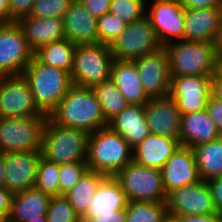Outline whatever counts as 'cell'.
I'll return each mask as SVG.
<instances>
[{
    "label": "cell",
    "instance_id": "ffe728a7",
    "mask_svg": "<svg viewBox=\"0 0 222 222\" xmlns=\"http://www.w3.org/2000/svg\"><path fill=\"white\" fill-rule=\"evenodd\" d=\"M65 38L74 44L98 43L97 19L74 0L62 18Z\"/></svg>",
    "mask_w": 222,
    "mask_h": 222
},
{
    "label": "cell",
    "instance_id": "bcb514c9",
    "mask_svg": "<svg viewBox=\"0 0 222 222\" xmlns=\"http://www.w3.org/2000/svg\"><path fill=\"white\" fill-rule=\"evenodd\" d=\"M180 222H222L221 214L212 213L209 215H183Z\"/></svg>",
    "mask_w": 222,
    "mask_h": 222
},
{
    "label": "cell",
    "instance_id": "b9f144b4",
    "mask_svg": "<svg viewBox=\"0 0 222 222\" xmlns=\"http://www.w3.org/2000/svg\"><path fill=\"white\" fill-rule=\"evenodd\" d=\"M217 213L222 214V176L206 181Z\"/></svg>",
    "mask_w": 222,
    "mask_h": 222
},
{
    "label": "cell",
    "instance_id": "4316f807",
    "mask_svg": "<svg viewBox=\"0 0 222 222\" xmlns=\"http://www.w3.org/2000/svg\"><path fill=\"white\" fill-rule=\"evenodd\" d=\"M51 197L35 187L16 192L7 219L10 222H25L38 216H46Z\"/></svg>",
    "mask_w": 222,
    "mask_h": 222
},
{
    "label": "cell",
    "instance_id": "e0dca14e",
    "mask_svg": "<svg viewBox=\"0 0 222 222\" xmlns=\"http://www.w3.org/2000/svg\"><path fill=\"white\" fill-rule=\"evenodd\" d=\"M149 132L180 140L181 112L170 96L150 98L144 104Z\"/></svg>",
    "mask_w": 222,
    "mask_h": 222
},
{
    "label": "cell",
    "instance_id": "816d5d0a",
    "mask_svg": "<svg viewBox=\"0 0 222 222\" xmlns=\"http://www.w3.org/2000/svg\"><path fill=\"white\" fill-rule=\"evenodd\" d=\"M215 74L222 79V54H217Z\"/></svg>",
    "mask_w": 222,
    "mask_h": 222
},
{
    "label": "cell",
    "instance_id": "83f0119b",
    "mask_svg": "<svg viewBox=\"0 0 222 222\" xmlns=\"http://www.w3.org/2000/svg\"><path fill=\"white\" fill-rule=\"evenodd\" d=\"M105 177L106 175L102 173L88 170L70 190L63 194L80 219L86 215L90 202Z\"/></svg>",
    "mask_w": 222,
    "mask_h": 222
},
{
    "label": "cell",
    "instance_id": "52a82bcc",
    "mask_svg": "<svg viewBox=\"0 0 222 222\" xmlns=\"http://www.w3.org/2000/svg\"><path fill=\"white\" fill-rule=\"evenodd\" d=\"M120 183L128 201L166 202L161 170L129 162L114 176Z\"/></svg>",
    "mask_w": 222,
    "mask_h": 222
},
{
    "label": "cell",
    "instance_id": "ab89813d",
    "mask_svg": "<svg viewBox=\"0 0 222 222\" xmlns=\"http://www.w3.org/2000/svg\"><path fill=\"white\" fill-rule=\"evenodd\" d=\"M86 10L96 19L109 13L111 0H79Z\"/></svg>",
    "mask_w": 222,
    "mask_h": 222
},
{
    "label": "cell",
    "instance_id": "f35d334b",
    "mask_svg": "<svg viewBox=\"0 0 222 222\" xmlns=\"http://www.w3.org/2000/svg\"><path fill=\"white\" fill-rule=\"evenodd\" d=\"M35 0H9V23L30 15Z\"/></svg>",
    "mask_w": 222,
    "mask_h": 222
},
{
    "label": "cell",
    "instance_id": "f1b7e54d",
    "mask_svg": "<svg viewBox=\"0 0 222 222\" xmlns=\"http://www.w3.org/2000/svg\"><path fill=\"white\" fill-rule=\"evenodd\" d=\"M192 150L201 180L222 176V137L194 146Z\"/></svg>",
    "mask_w": 222,
    "mask_h": 222
},
{
    "label": "cell",
    "instance_id": "f546056e",
    "mask_svg": "<svg viewBox=\"0 0 222 222\" xmlns=\"http://www.w3.org/2000/svg\"><path fill=\"white\" fill-rule=\"evenodd\" d=\"M76 44L66 38L46 44L34 53L44 65L66 70L71 73Z\"/></svg>",
    "mask_w": 222,
    "mask_h": 222
},
{
    "label": "cell",
    "instance_id": "cb8c5ba5",
    "mask_svg": "<svg viewBox=\"0 0 222 222\" xmlns=\"http://www.w3.org/2000/svg\"><path fill=\"white\" fill-rule=\"evenodd\" d=\"M221 137L206 110L181 116L180 145L190 148L201 143L211 142Z\"/></svg>",
    "mask_w": 222,
    "mask_h": 222
},
{
    "label": "cell",
    "instance_id": "30bf717a",
    "mask_svg": "<svg viewBox=\"0 0 222 222\" xmlns=\"http://www.w3.org/2000/svg\"><path fill=\"white\" fill-rule=\"evenodd\" d=\"M43 115L35 105L23 75L0 77V117L28 118Z\"/></svg>",
    "mask_w": 222,
    "mask_h": 222
},
{
    "label": "cell",
    "instance_id": "11a10c76",
    "mask_svg": "<svg viewBox=\"0 0 222 222\" xmlns=\"http://www.w3.org/2000/svg\"><path fill=\"white\" fill-rule=\"evenodd\" d=\"M155 1H177V2H180L181 0H155Z\"/></svg>",
    "mask_w": 222,
    "mask_h": 222
},
{
    "label": "cell",
    "instance_id": "6da1fadb",
    "mask_svg": "<svg viewBox=\"0 0 222 222\" xmlns=\"http://www.w3.org/2000/svg\"><path fill=\"white\" fill-rule=\"evenodd\" d=\"M48 117L57 125L88 134L108 126L93 89L74 84Z\"/></svg>",
    "mask_w": 222,
    "mask_h": 222
},
{
    "label": "cell",
    "instance_id": "9c48e42d",
    "mask_svg": "<svg viewBox=\"0 0 222 222\" xmlns=\"http://www.w3.org/2000/svg\"><path fill=\"white\" fill-rule=\"evenodd\" d=\"M162 47L148 18L144 16L127 24L125 30L110 45V50L116 60L134 61Z\"/></svg>",
    "mask_w": 222,
    "mask_h": 222
},
{
    "label": "cell",
    "instance_id": "7402d4cb",
    "mask_svg": "<svg viewBox=\"0 0 222 222\" xmlns=\"http://www.w3.org/2000/svg\"><path fill=\"white\" fill-rule=\"evenodd\" d=\"M179 146L180 142L173 138L150 133L133 148V160L140 165L161 170Z\"/></svg>",
    "mask_w": 222,
    "mask_h": 222
},
{
    "label": "cell",
    "instance_id": "7c38bea8",
    "mask_svg": "<svg viewBox=\"0 0 222 222\" xmlns=\"http://www.w3.org/2000/svg\"><path fill=\"white\" fill-rule=\"evenodd\" d=\"M146 14L162 46L181 41L184 36L185 8L177 1L152 0ZM148 9V10H147Z\"/></svg>",
    "mask_w": 222,
    "mask_h": 222
},
{
    "label": "cell",
    "instance_id": "8992f818",
    "mask_svg": "<svg viewBox=\"0 0 222 222\" xmlns=\"http://www.w3.org/2000/svg\"><path fill=\"white\" fill-rule=\"evenodd\" d=\"M114 58L109 45L78 44L74 53L71 79L74 85L92 88L111 78Z\"/></svg>",
    "mask_w": 222,
    "mask_h": 222
},
{
    "label": "cell",
    "instance_id": "836d02e7",
    "mask_svg": "<svg viewBox=\"0 0 222 222\" xmlns=\"http://www.w3.org/2000/svg\"><path fill=\"white\" fill-rule=\"evenodd\" d=\"M146 4L147 0H111L109 13L130 24L145 16Z\"/></svg>",
    "mask_w": 222,
    "mask_h": 222
},
{
    "label": "cell",
    "instance_id": "c3c4849f",
    "mask_svg": "<svg viewBox=\"0 0 222 222\" xmlns=\"http://www.w3.org/2000/svg\"><path fill=\"white\" fill-rule=\"evenodd\" d=\"M0 19L9 23V0H0Z\"/></svg>",
    "mask_w": 222,
    "mask_h": 222
},
{
    "label": "cell",
    "instance_id": "ba28073f",
    "mask_svg": "<svg viewBox=\"0 0 222 222\" xmlns=\"http://www.w3.org/2000/svg\"><path fill=\"white\" fill-rule=\"evenodd\" d=\"M48 116L0 117V152L41 151Z\"/></svg>",
    "mask_w": 222,
    "mask_h": 222
},
{
    "label": "cell",
    "instance_id": "9f6ffc18",
    "mask_svg": "<svg viewBox=\"0 0 222 222\" xmlns=\"http://www.w3.org/2000/svg\"><path fill=\"white\" fill-rule=\"evenodd\" d=\"M4 21L2 19H0V28L4 25Z\"/></svg>",
    "mask_w": 222,
    "mask_h": 222
},
{
    "label": "cell",
    "instance_id": "d590c367",
    "mask_svg": "<svg viewBox=\"0 0 222 222\" xmlns=\"http://www.w3.org/2000/svg\"><path fill=\"white\" fill-rule=\"evenodd\" d=\"M46 216L48 222H81L80 217L63 194L51 197Z\"/></svg>",
    "mask_w": 222,
    "mask_h": 222
},
{
    "label": "cell",
    "instance_id": "4fadbf2b",
    "mask_svg": "<svg viewBox=\"0 0 222 222\" xmlns=\"http://www.w3.org/2000/svg\"><path fill=\"white\" fill-rule=\"evenodd\" d=\"M210 76H171L169 96L181 115L206 110L211 97Z\"/></svg>",
    "mask_w": 222,
    "mask_h": 222
},
{
    "label": "cell",
    "instance_id": "7bdbcfd3",
    "mask_svg": "<svg viewBox=\"0 0 222 222\" xmlns=\"http://www.w3.org/2000/svg\"><path fill=\"white\" fill-rule=\"evenodd\" d=\"M14 193L6 187H0V219H7L11 212Z\"/></svg>",
    "mask_w": 222,
    "mask_h": 222
},
{
    "label": "cell",
    "instance_id": "5b68a950",
    "mask_svg": "<svg viewBox=\"0 0 222 222\" xmlns=\"http://www.w3.org/2000/svg\"><path fill=\"white\" fill-rule=\"evenodd\" d=\"M88 137L87 132L57 125L48 117L43 133L41 156L59 165L86 162Z\"/></svg>",
    "mask_w": 222,
    "mask_h": 222
},
{
    "label": "cell",
    "instance_id": "2e32d148",
    "mask_svg": "<svg viewBox=\"0 0 222 222\" xmlns=\"http://www.w3.org/2000/svg\"><path fill=\"white\" fill-rule=\"evenodd\" d=\"M41 151L3 153L5 187L13 193L35 186Z\"/></svg>",
    "mask_w": 222,
    "mask_h": 222
},
{
    "label": "cell",
    "instance_id": "d6a6232c",
    "mask_svg": "<svg viewBox=\"0 0 222 222\" xmlns=\"http://www.w3.org/2000/svg\"><path fill=\"white\" fill-rule=\"evenodd\" d=\"M59 172V164L41 157L34 187L50 196L59 195Z\"/></svg>",
    "mask_w": 222,
    "mask_h": 222
},
{
    "label": "cell",
    "instance_id": "db71d44e",
    "mask_svg": "<svg viewBox=\"0 0 222 222\" xmlns=\"http://www.w3.org/2000/svg\"><path fill=\"white\" fill-rule=\"evenodd\" d=\"M25 222H48L47 216H38Z\"/></svg>",
    "mask_w": 222,
    "mask_h": 222
},
{
    "label": "cell",
    "instance_id": "277c9868",
    "mask_svg": "<svg viewBox=\"0 0 222 222\" xmlns=\"http://www.w3.org/2000/svg\"><path fill=\"white\" fill-rule=\"evenodd\" d=\"M171 76H210L216 72V46L213 42L176 41L164 46Z\"/></svg>",
    "mask_w": 222,
    "mask_h": 222
},
{
    "label": "cell",
    "instance_id": "7a4b0ae2",
    "mask_svg": "<svg viewBox=\"0 0 222 222\" xmlns=\"http://www.w3.org/2000/svg\"><path fill=\"white\" fill-rule=\"evenodd\" d=\"M22 75L29 84L35 105L46 116L56 109L73 85L69 72L44 65L35 56Z\"/></svg>",
    "mask_w": 222,
    "mask_h": 222
},
{
    "label": "cell",
    "instance_id": "6f0895ef",
    "mask_svg": "<svg viewBox=\"0 0 222 222\" xmlns=\"http://www.w3.org/2000/svg\"><path fill=\"white\" fill-rule=\"evenodd\" d=\"M0 222H10L8 219H0Z\"/></svg>",
    "mask_w": 222,
    "mask_h": 222
},
{
    "label": "cell",
    "instance_id": "f907efd6",
    "mask_svg": "<svg viewBox=\"0 0 222 222\" xmlns=\"http://www.w3.org/2000/svg\"><path fill=\"white\" fill-rule=\"evenodd\" d=\"M0 187H5V169L3 164V153L0 152Z\"/></svg>",
    "mask_w": 222,
    "mask_h": 222
},
{
    "label": "cell",
    "instance_id": "ac0fdd59",
    "mask_svg": "<svg viewBox=\"0 0 222 222\" xmlns=\"http://www.w3.org/2000/svg\"><path fill=\"white\" fill-rule=\"evenodd\" d=\"M161 176L167 194L174 189L200 181L192 148L180 145L162 166Z\"/></svg>",
    "mask_w": 222,
    "mask_h": 222
},
{
    "label": "cell",
    "instance_id": "681fc988",
    "mask_svg": "<svg viewBox=\"0 0 222 222\" xmlns=\"http://www.w3.org/2000/svg\"><path fill=\"white\" fill-rule=\"evenodd\" d=\"M214 44L216 46L217 54H222V17L220 21V27L218 29V34Z\"/></svg>",
    "mask_w": 222,
    "mask_h": 222
},
{
    "label": "cell",
    "instance_id": "74e56055",
    "mask_svg": "<svg viewBox=\"0 0 222 222\" xmlns=\"http://www.w3.org/2000/svg\"><path fill=\"white\" fill-rule=\"evenodd\" d=\"M88 170L87 162L60 164L59 195L70 190Z\"/></svg>",
    "mask_w": 222,
    "mask_h": 222
},
{
    "label": "cell",
    "instance_id": "603a6c76",
    "mask_svg": "<svg viewBox=\"0 0 222 222\" xmlns=\"http://www.w3.org/2000/svg\"><path fill=\"white\" fill-rule=\"evenodd\" d=\"M108 127L120 134L134 148L149 134L144 105L129 104L108 122Z\"/></svg>",
    "mask_w": 222,
    "mask_h": 222
},
{
    "label": "cell",
    "instance_id": "60d3db41",
    "mask_svg": "<svg viewBox=\"0 0 222 222\" xmlns=\"http://www.w3.org/2000/svg\"><path fill=\"white\" fill-rule=\"evenodd\" d=\"M206 111L209 117L213 120L217 130L222 134V102L211 96Z\"/></svg>",
    "mask_w": 222,
    "mask_h": 222
},
{
    "label": "cell",
    "instance_id": "ee69618b",
    "mask_svg": "<svg viewBox=\"0 0 222 222\" xmlns=\"http://www.w3.org/2000/svg\"><path fill=\"white\" fill-rule=\"evenodd\" d=\"M81 222H126V209L112 212V214H100V216L81 219Z\"/></svg>",
    "mask_w": 222,
    "mask_h": 222
},
{
    "label": "cell",
    "instance_id": "1f68e13d",
    "mask_svg": "<svg viewBox=\"0 0 222 222\" xmlns=\"http://www.w3.org/2000/svg\"><path fill=\"white\" fill-rule=\"evenodd\" d=\"M126 222H161L167 212L166 202L128 201Z\"/></svg>",
    "mask_w": 222,
    "mask_h": 222
},
{
    "label": "cell",
    "instance_id": "3957f363",
    "mask_svg": "<svg viewBox=\"0 0 222 222\" xmlns=\"http://www.w3.org/2000/svg\"><path fill=\"white\" fill-rule=\"evenodd\" d=\"M133 160V148L108 126L88 137L87 165L90 171L115 176Z\"/></svg>",
    "mask_w": 222,
    "mask_h": 222
},
{
    "label": "cell",
    "instance_id": "f5cc1de1",
    "mask_svg": "<svg viewBox=\"0 0 222 222\" xmlns=\"http://www.w3.org/2000/svg\"><path fill=\"white\" fill-rule=\"evenodd\" d=\"M161 222H180V216L166 212Z\"/></svg>",
    "mask_w": 222,
    "mask_h": 222
},
{
    "label": "cell",
    "instance_id": "8fae6325",
    "mask_svg": "<svg viewBox=\"0 0 222 222\" xmlns=\"http://www.w3.org/2000/svg\"><path fill=\"white\" fill-rule=\"evenodd\" d=\"M33 56L18 23H4L0 28V77L22 75Z\"/></svg>",
    "mask_w": 222,
    "mask_h": 222
},
{
    "label": "cell",
    "instance_id": "d4e9b609",
    "mask_svg": "<svg viewBox=\"0 0 222 222\" xmlns=\"http://www.w3.org/2000/svg\"><path fill=\"white\" fill-rule=\"evenodd\" d=\"M111 79L129 104L144 105L150 99L142 87L134 61L114 59Z\"/></svg>",
    "mask_w": 222,
    "mask_h": 222
},
{
    "label": "cell",
    "instance_id": "f6af8a7d",
    "mask_svg": "<svg viewBox=\"0 0 222 222\" xmlns=\"http://www.w3.org/2000/svg\"><path fill=\"white\" fill-rule=\"evenodd\" d=\"M181 5L184 8H208V7H222V0H181Z\"/></svg>",
    "mask_w": 222,
    "mask_h": 222
},
{
    "label": "cell",
    "instance_id": "7dc6e473",
    "mask_svg": "<svg viewBox=\"0 0 222 222\" xmlns=\"http://www.w3.org/2000/svg\"><path fill=\"white\" fill-rule=\"evenodd\" d=\"M211 96L222 102V79L216 74L211 78Z\"/></svg>",
    "mask_w": 222,
    "mask_h": 222
},
{
    "label": "cell",
    "instance_id": "44dd1931",
    "mask_svg": "<svg viewBox=\"0 0 222 222\" xmlns=\"http://www.w3.org/2000/svg\"><path fill=\"white\" fill-rule=\"evenodd\" d=\"M17 23L33 53L46 44L65 38L62 18L27 16L19 19Z\"/></svg>",
    "mask_w": 222,
    "mask_h": 222
},
{
    "label": "cell",
    "instance_id": "8d00e7d4",
    "mask_svg": "<svg viewBox=\"0 0 222 222\" xmlns=\"http://www.w3.org/2000/svg\"><path fill=\"white\" fill-rule=\"evenodd\" d=\"M74 0H35L29 16L63 18Z\"/></svg>",
    "mask_w": 222,
    "mask_h": 222
},
{
    "label": "cell",
    "instance_id": "9a60e30c",
    "mask_svg": "<svg viewBox=\"0 0 222 222\" xmlns=\"http://www.w3.org/2000/svg\"><path fill=\"white\" fill-rule=\"evenodd\" d=\"M142 87L149 98L169 96L170 68L164 47L134 60Z\"/></svg>",
    "mask_w": 222,
    "mask_h": 222
},
{
    "label": "cell",
    "instance_id": "d6986e66",
    "mask_svg": "<svg viewBox=\"0 0 222 222\" xmlns=\"http://www.w3.org/2000/svg\"><path fill=\"white\" fill-rule=\"evenodd\" d=\"M221 17L222 7L185 8L183 40L214 43L220 27Z\"/></svg>",
    "mask_w": 222,
    "mask_h": 222
},
{
    "label": "cell",
    "instance_id": "4dcf8cb0",
    "mask_svg": "<svg viewBox=\"0 0 222 222\" xmlns=\"http://www.w3.org/2000/svg\"><path fill=\"white\" fill-rule=\"evenodd\" d=\"M92 89L107 123L129 105L111 78L94 85Z\"/></svg>",
    "mask_w": 222,
    "mask_h": 222
},
{
    "label": "cell",
    "instance_id": "484cf974",
    "mask_svg": "<svg viewBox=\"0 0 222 222\" xmlns=\"http://www.w3.org/2000/svg\"><path fill=\"white\" fill-rule=\"evenodd\" d=\"M127 202L119 181L114 176H106L101 181L82 219L94 218L100 214H112L114 211L125 209Z\"/></svg>",
    "mask_w": 222,
    "mask_h": 222
},
{
    "label": "cell",
    "instance_id": "5bb4252c",
    "mask_svg": "<svg viewBox=\"0 0 222 222\" xmlns=\"http://www.w3.org/2000/svg\"><path fill=\"white\" fill-rule=\"evenodd\" d=\"M167 212L177 215H209L217 213L206 181L185 185L167 194Z\"/></svg>",
    "mask_w": 222,
    "mask_h": 222
},
{
    "label": "cell",
    "instance_id": "e575fe53",
    "mask_svg": "<svg viewBox=\"0 0 222 222\" xmlns=\"http://www.w3.org/2000/svg\"><path fill=\"white\" fill-rule=\"evenodd\" d=\"M127 23L116 16L106 13L97 19L98 43L111 45L125 30Z\"/></svg>",
    "mask_w": 222,
    "mask_h": 222
}]
</instances>
